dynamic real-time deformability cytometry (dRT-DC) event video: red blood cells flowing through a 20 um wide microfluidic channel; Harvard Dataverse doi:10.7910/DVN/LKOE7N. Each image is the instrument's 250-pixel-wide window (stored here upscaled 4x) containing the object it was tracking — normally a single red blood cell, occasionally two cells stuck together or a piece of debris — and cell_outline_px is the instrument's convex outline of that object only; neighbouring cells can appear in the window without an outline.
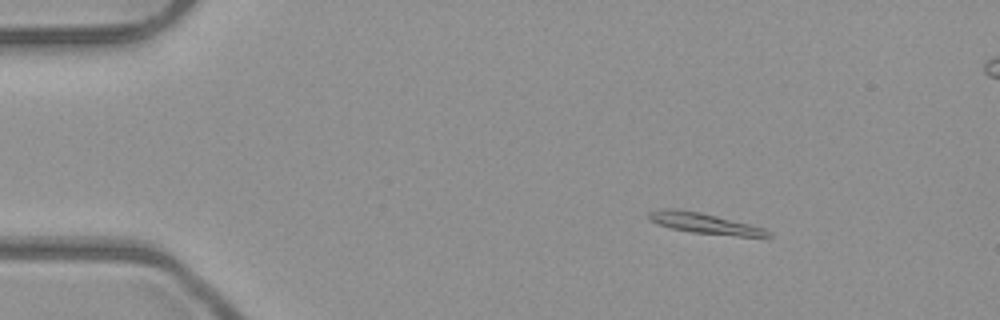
{"species": "common noctule bat (a hibernating species)", "species_latin": "Nyctalus noctula", "temperature_condition": "room temperature", "stored_images_in_passage": 54, "segment_of_instrument_passage": [1, 2], "camera_frame_rate_fps": 3000, "um_per_image_px": 0.085, "animal": {"sex": "male", "body_mass_g": 23.1, "forearm_length_mm": 52.7}, "frame": {"image": 1, "passage_image": 9, "time_ms": 2.667, "image_size_px": [1000, 320], "cell_outline_px": [[772, 236], [736, 236], [692, 232], [672, 228], [660, 224], [652, 220], [648, 216], [648, 212], [660, 208], [672, 208], [700, 212], [764, 228], [772, 232]], "centroid_in_image_um": [59.88, 18.97], "position_along_channel_um": 25.1, "area_um2": 13.99}}
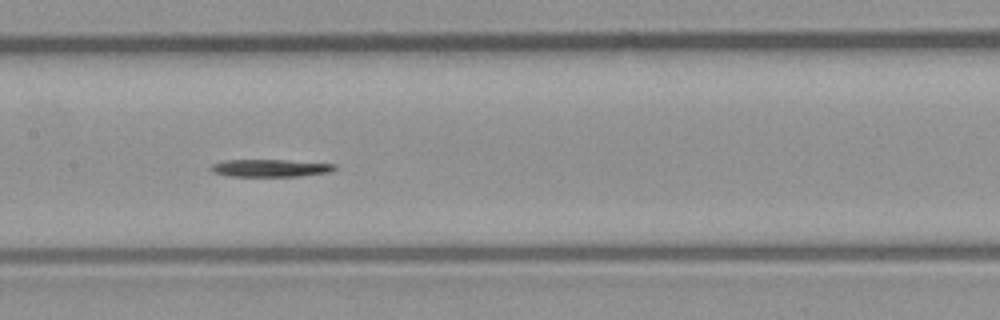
{"frame": {"image": 2, "passage_image": 27, "time_ms": 8.667, "image_size_px": [1000, 320], "cell_outline_px": [[336, 168], [328, 172], [300, 176], [228, 176], [212, 172], [208, 168], [212, 164], [224, 160], [288, 160], [336, 164]], "centroid_in_image_um": [22.92, 14.28], "position_along_channel_um": 184.5, "area_um2": 12.6}}
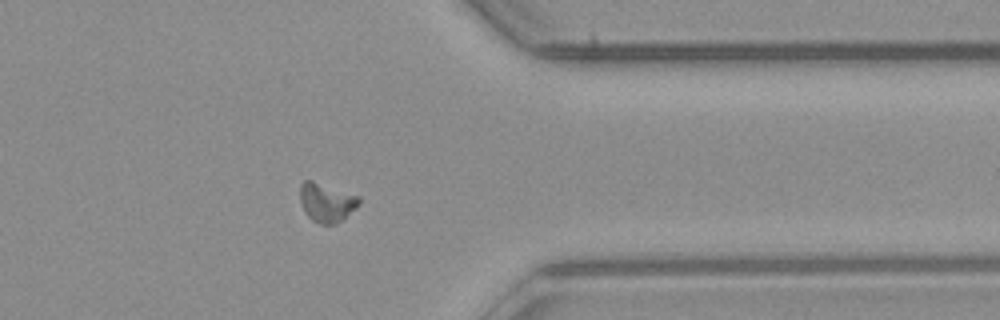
{"frame": {"image": 3, "passage_image": 43, "time_ms": 14.0, "image_size_px": [1000, 320], "cell_outline_px": [[360, 204], [356, 208], [336, 224], [320, 224], [312, 220], [304, 212], [300, 204], [300, 184], [304, 180], [312, 180], [360, 196]], "centroid_in_image_um": [27.74, 17.2], "position_along_channel_um": 383.7, "area_um2": 13.53}}